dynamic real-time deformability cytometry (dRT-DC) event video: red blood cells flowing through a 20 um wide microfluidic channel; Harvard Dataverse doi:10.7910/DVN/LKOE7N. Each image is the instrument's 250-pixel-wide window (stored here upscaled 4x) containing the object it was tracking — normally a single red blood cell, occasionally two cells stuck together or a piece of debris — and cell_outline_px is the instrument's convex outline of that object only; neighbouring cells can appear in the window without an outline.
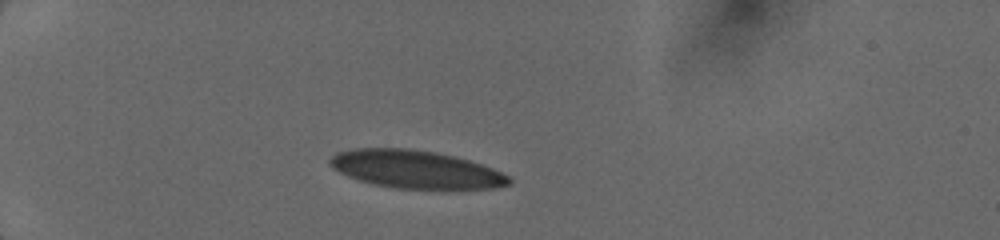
{"species": "human", "species_latin": "Homo sapiens", "temperature_condition": "cold", "stored_images_in_passage": 13, "camera_frame_rate_fps": 3000, "um_per_image_px": 0.085, "donor": {"sex": "female"}, "frame": {"image": 1, "passage_image": 1, "time_ms": 0.0, "image_size_px": [1000, 240], "cell_outline_px": [[512, 184], [492, 188], [396, 188], [372, 184], [348, 176], [332, 168], [328, 164], [328, 160], [336, 152], [352, 148], [408, 148], [436, 152], [468, 160], [492, 168], [508, 176], [512, 180]], "centroid_in_image_um": [35.28, 14.38], "position_along_channel_um": 49.7, "area_um2": 39.3}}
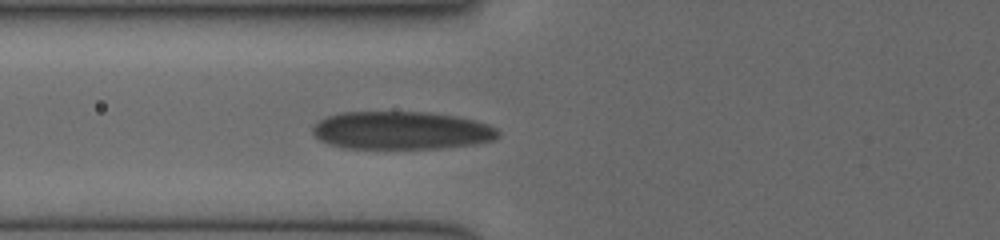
{"frame": {"image": 2, "passage_image": 11, "time_ms": 2.0, "image_size_px": [1000, 240], "cell_outline_px": [[500, 136], [496, 140], [476, 144], [440, 148], [344, 148], [328, 144], [320, 140], [312, 132], [312, 128], [320, 120], [328, 116], [344, 112], [424, 112], [452, 116], [472, 120], [488, 124], [496, 128], [500, 132]], "centroid_in_image_um": [34.14, 11.1], "position_along_channel_um": 91.7, "area_um2": 40.92}}